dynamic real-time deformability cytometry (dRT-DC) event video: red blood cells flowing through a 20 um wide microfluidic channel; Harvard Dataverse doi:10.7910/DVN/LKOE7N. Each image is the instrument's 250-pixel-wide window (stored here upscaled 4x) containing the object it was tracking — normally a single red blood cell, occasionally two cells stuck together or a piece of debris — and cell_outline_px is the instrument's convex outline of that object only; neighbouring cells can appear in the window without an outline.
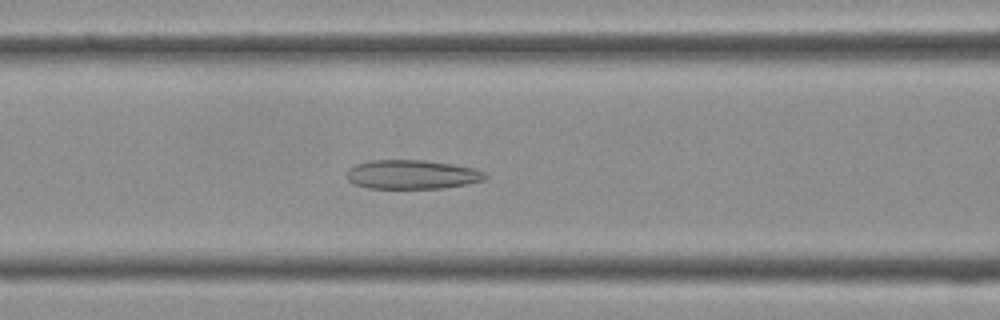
{"species": "Egyptian fruit bat (a non-hibernating species)", "species_latin": "Rousettus aegyptiacus", "temperature_condition": "cold", "stored_images_in_passage": 30, "camera_frame_rate_fps": 3000, "um_per_image_px": 0.085, "frame": {"image": 1, "passage_image": 6, "time_ms": 1.667, "image_size_px": [1000, 320], "cell_outline_px": [[488, 176], [484, 180], [468, 184], [444, 188], [368, 188], [356, 184], [348, 180], [344, 176], [348, 168], [356, 164], [372, 160], [424, 160], [452, 164], [472, 168], [488, 172]], "centroid_in_image_um": [35.03, 14.83], "position_along_channel_um": 131.6, "area_um2": 23.64}}
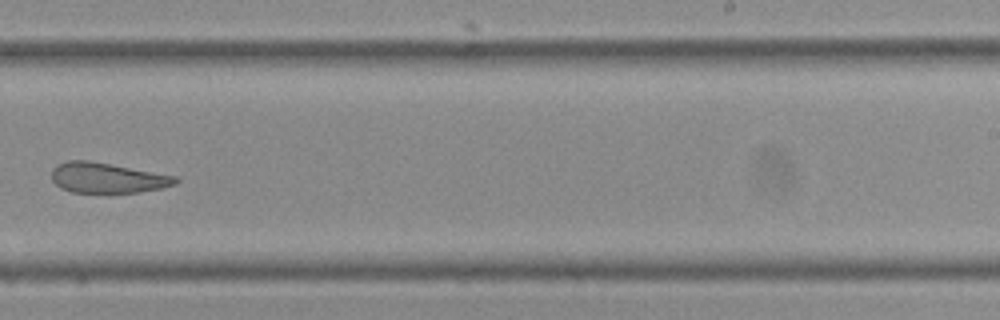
{"frame": {"image": 2, "passage_image": 15, "time_ms": 4.667, "image_size_px": [1000, 320], "cell_outline_px": [[180, 180], [176, 184], [160, 188], [140, 192], [72, 192], [60, 188], [52, 180], [52, 168], [56, 164], [68, 160], [88, 160], [176, 176]], "centroid_in_image_um": [9.09, 15.11], "position_along_channel_um": 279.9, "area_um2": 21.73}}
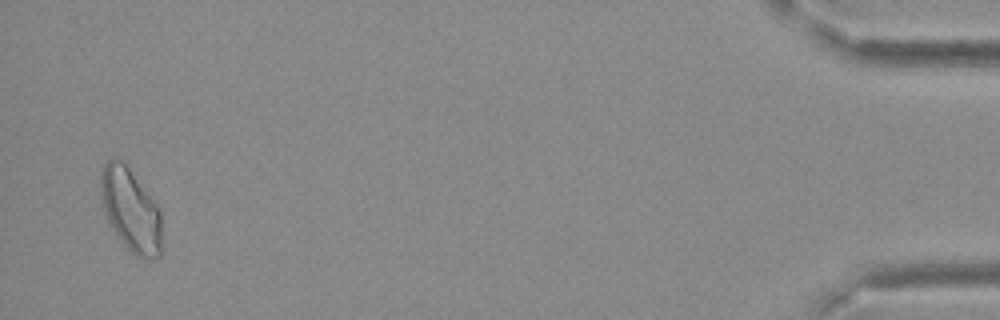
{"frame": {"image": 3, "passage_image": 29, "time_ms": 9.333, "image_size_px": [1000, 320], "cell_outline_px": [[160, 256], [152, 260], [144, 260], [136, 256], [120, 240], [112, 228], [104, 212], [100, 192], [100, 172], [104, 164], [108, 160], [120, 160], [128, 168], [160, 208]], "centroid_in_image_um": [11.09, 17.89], "position_along_channel_um": 424.1, "area_um2": 29.25}}